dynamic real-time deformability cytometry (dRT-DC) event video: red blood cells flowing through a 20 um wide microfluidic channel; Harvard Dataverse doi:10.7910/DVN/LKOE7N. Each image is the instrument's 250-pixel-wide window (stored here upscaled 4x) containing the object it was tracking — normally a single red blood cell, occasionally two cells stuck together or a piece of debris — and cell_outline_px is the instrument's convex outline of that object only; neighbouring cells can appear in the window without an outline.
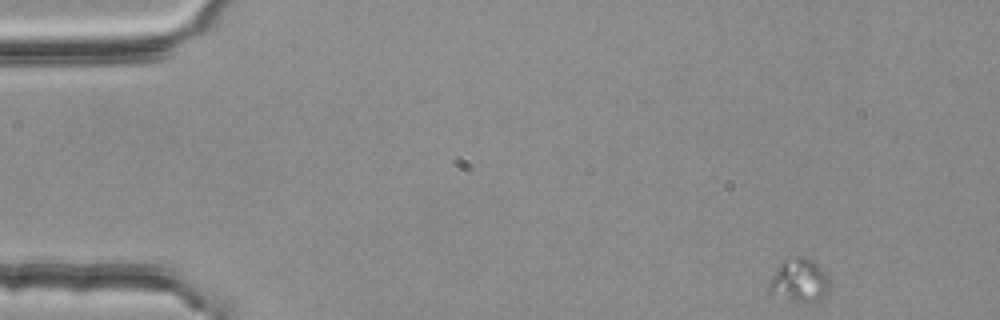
{"species": "common noctule bat (a hibernating species)", "species_latin": "Nyctalus noctula", "temperature_condition": "room temperature", "stored_images_in_passage": 28, "camera_frame_rate_fps": 3000, "um_per_image_px": 0.085, "animal": {"sex": "female", "body_mass_g": 25.1}, "frame": {"image": 1, "passage_image": 1, "time_ms": 0.0, "image_size_px": [1000, 320], "cell_outline_px": [[832, 284], [828, 296], [820, 300], [796, 300], [768, 292], [768, 284], [776, 268], [784, 260], [796, 256], [804, 256], [812, 260], [828, 276]], "centroid_in_image_um": [67.99, 23.81], "position_along_channel_um": 17.0, "area_um2": 15.14}}